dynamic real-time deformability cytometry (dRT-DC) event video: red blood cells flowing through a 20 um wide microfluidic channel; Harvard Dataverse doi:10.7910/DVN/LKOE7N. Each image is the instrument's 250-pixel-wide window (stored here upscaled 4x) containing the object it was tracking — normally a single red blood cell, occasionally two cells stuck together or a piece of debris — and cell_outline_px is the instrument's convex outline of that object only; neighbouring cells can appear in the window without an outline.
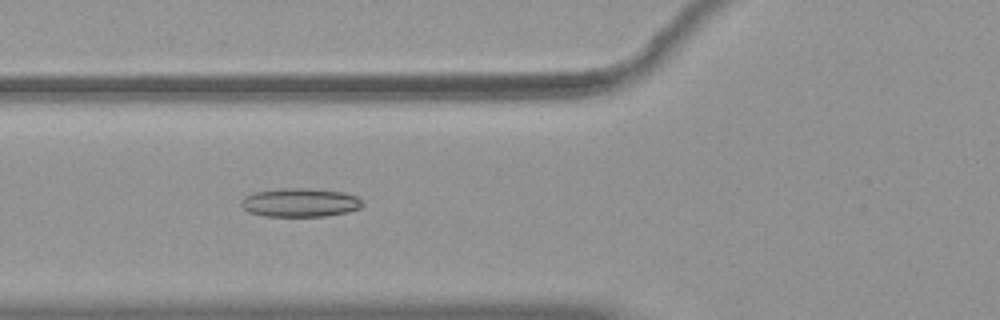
{"species": "common noctule bat (a hibernating species)", "species_latin": "Nyctalus noctula", "temperature_condition": "warm", "stored_images_in_passage": 54, "camera_frame_rate_fps": 3000, "um_per_image_px": 0.085, "animal": {"sex": "female", "body_mass_g": 19.9}, "frame": {"image": 1, "passage_image": 21, "time_ms": 6.667, "image_size_px": [1000, 320], "cell_outline_px": [[364, 204], [360, 208], [348, 212], [328, 216], [264, 216], [248, 212], [240, 204], [240, 200], [244, 196], [252, 192], [276, 188], [312, 188], [344, 192], [356, 196], [364, 200]], "centroid_in_image_um": [25.5, 17.2], "position_along_channel_um": 100.3, "area_um2": 20.75}}
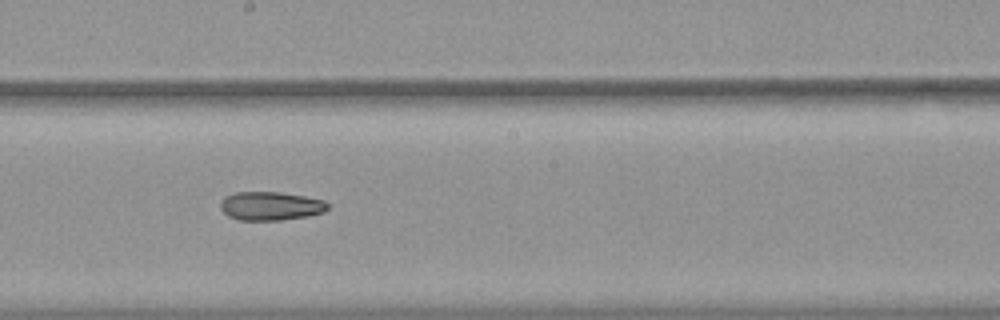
{"frame": {"image": 2, "passage_image": 31, "time_ms": 10.0, "image_size_px": [1000, 320], "cell_outline_px": [[328, 208], [324, 212], [308, 216], [280, 220], [240, 220], [228, 216], [220, 208], [220, 200], [224, 196], [232, 192], [280, 192], [304, 196], [324, 200], [328, 204]], "centroid_in_image_um": [22.97, 17.5], "position_along_channel_um": 225.2, "area_um2": 18.03}}
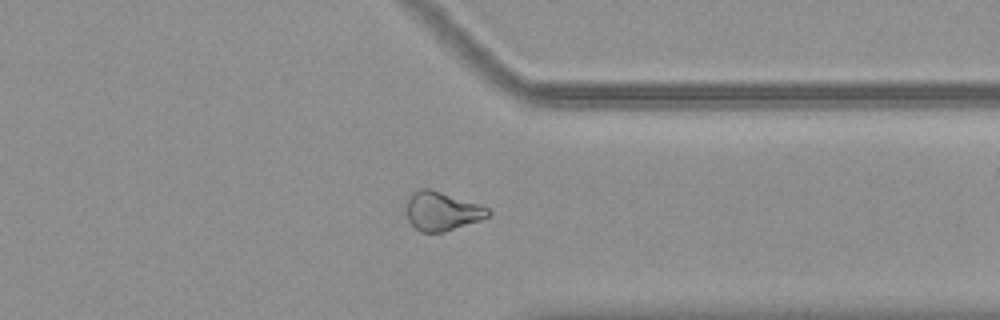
{"frame": {"image": 3, "passage_image": 43, "time_ms": 14.0, "image_size_px": [1000, 320], "cell_outline_px": [[492, 212], [488, 216], [480, 220], [444, 232], [420, 232], [408, 220], [404, 200], [412, 192], [420, 188], [428, 188], [480, 204], [488, 208]], "centroid_in_image_um": [37.52, 17.93], "position_along_channel_um": 373.9, "area_um2": 18.67}}